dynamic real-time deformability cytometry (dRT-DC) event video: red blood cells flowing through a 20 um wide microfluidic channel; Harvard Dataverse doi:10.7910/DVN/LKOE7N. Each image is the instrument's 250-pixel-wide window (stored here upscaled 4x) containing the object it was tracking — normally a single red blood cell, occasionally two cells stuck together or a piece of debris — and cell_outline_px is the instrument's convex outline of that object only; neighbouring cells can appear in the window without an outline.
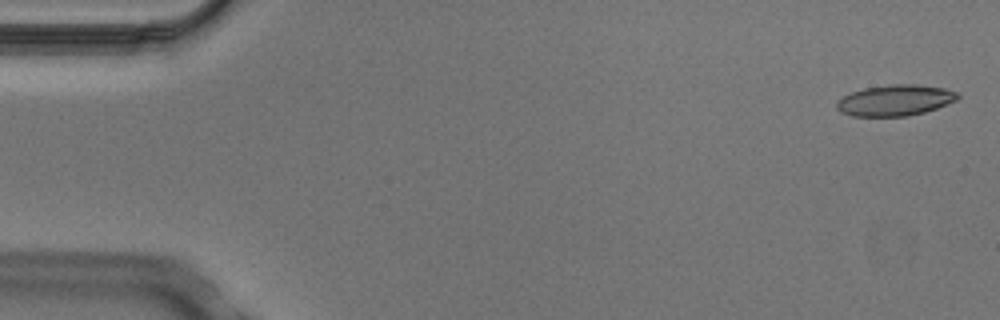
{"species": "Egyptian fruit bat (a non-hibernating species)", "species_latin": "Rousettus aegyptiacus", "temperature_condition": "cold", "stored_images_in_passage": 5, "camera_frame_rate_fps": 3000, "um_per_image_px": 0.085, "animal": {"sex": "male"}, "frame": {"image": 1, "passage_image": 1, "time_ms": 0.0, "image_size_px": [1000, 320], "cell_outline_px": [[960, 96], [956, 100], [936, 108], [924, 112], [908, 116], [852, 116], [840, 112], [836, 108], [836, 100], [852, 92], [864, 88], [888, 84], [916, 84], [944, 88], [956, 92]], "centroid_in_image_um": [76.05, 8.52], "position_along_channel_um": 8.9, "area_um2": 21.85}}
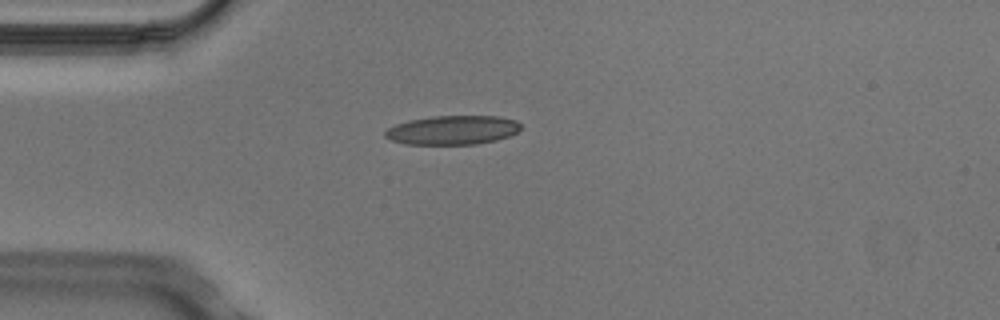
{"frame": {"image": 2, "passage_image": 4, "time_ms": 1.0, "image_size_px": [1000, 320], "cell_outline_px": [[520, 128], [516, 132], [508, 136], [496, 140], [476, 144], [408, 144], [392, 140], [384, 136], [384, 132], [388, 128], [396, 124], [408, 120], [432, 116], [500, 116], [516, 120], [520, 124]], "centroid_in_image_um": [38.46, 11.05], "position_along_channel_um": 46.5, "area_um2": 22.89}}